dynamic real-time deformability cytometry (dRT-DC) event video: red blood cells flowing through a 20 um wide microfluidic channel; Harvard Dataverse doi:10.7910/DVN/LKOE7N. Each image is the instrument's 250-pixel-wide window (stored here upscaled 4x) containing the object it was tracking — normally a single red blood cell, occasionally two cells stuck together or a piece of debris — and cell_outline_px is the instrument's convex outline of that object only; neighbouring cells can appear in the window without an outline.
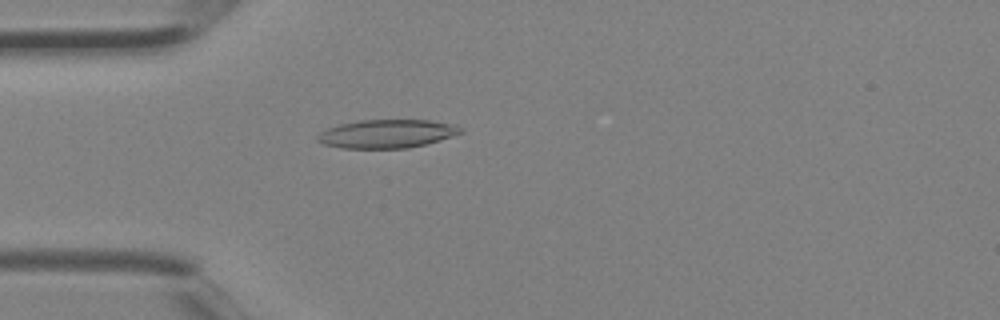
{"species": "Egyptian fruit bat (a non-hibernating species)", "species_latin": "Rousettus aegyptiacus", "temperature_condition": "room temperature", "stored_images_in_passage": 1, "camera_frame_rate_fps": 3000, "um_per_image_px": 0.085, "animal": {"sex": "female"}, "frame": {"image": 1, "passage_image": 1, "time_ms": 0.0, "image_size_px": [1000, 320], "cell_outline_px": [[464, 132], [440, 140], [408, 148], [340, 148], [324, 144], [316, 140], [316, 136], [320, 132], [328, 128], [340, 124], [360, 120], [432, 120], [452, 124], [464, 128]], "centroid_in_image_um": [32.89, 11.37], "position_along_channel_um": 52.1, "area_um2": 23.76}}